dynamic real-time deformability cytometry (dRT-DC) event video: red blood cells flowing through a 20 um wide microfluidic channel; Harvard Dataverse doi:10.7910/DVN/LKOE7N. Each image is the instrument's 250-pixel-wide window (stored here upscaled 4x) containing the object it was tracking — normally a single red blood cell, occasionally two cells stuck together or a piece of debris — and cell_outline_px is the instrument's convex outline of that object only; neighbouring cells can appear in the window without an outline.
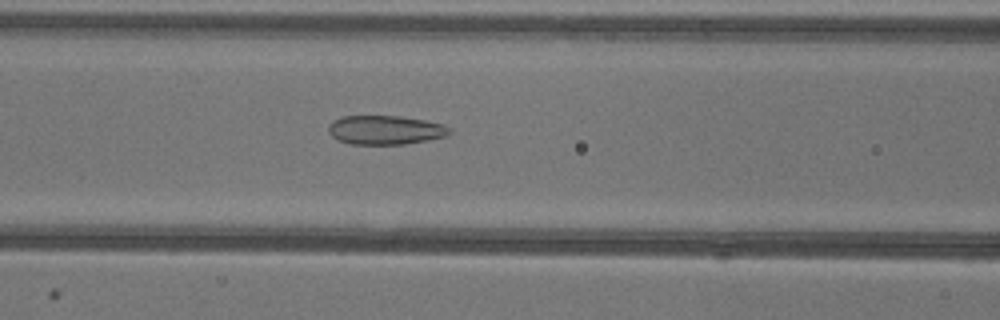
{"species": "common noctule bat (a hibernating species)", "species_latin": "Nyctalus noctula", "temperature_condition": "warm", "stored_images_in_passage": 51, "camera_frame_rate_fps": 3000, "um_per_image_px": 0.085, "animal": {"sex": "female"}, "frame": {"image": 1, "passage_image": 20, "time_ms": 6.333, "image_size_px": [1000, 320], "cell_outline_px": [[452, 132], [448, 136], [428, 140], [404, 144], [348, 144], [332, 136], [328, 132], [328, 124], [332, 120], [344, 116], [400, 116], [424, 120], [444, 124], [452, 128]], "centroid_in_image_um": [32.78, 11.05], "position_along_channel_um": 133.8, "area_um2": 20.69}}
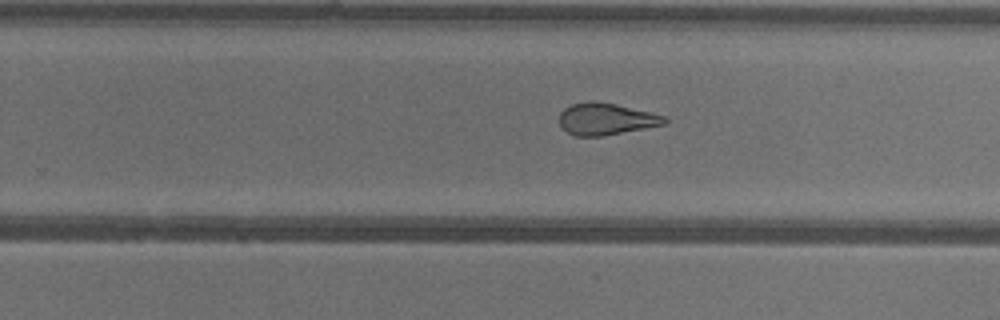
{"frame": {"image": 2, "passage_image": 31, "time_ms": 10.0, "image_size_px": [1000, 320], "cell_outline_px": [[668, 120], [664, 124], [604, 136], [576, 136], [560, 128], [560, 112], [564, 108], [572, 104], [588, 100], [596, 100], [616, 104], [652, 112], [668, 116]], "centroid_in_image_um": [51.51, 10.1], "position_along_channel_um": 278.3, "area_um2": 19.77}}
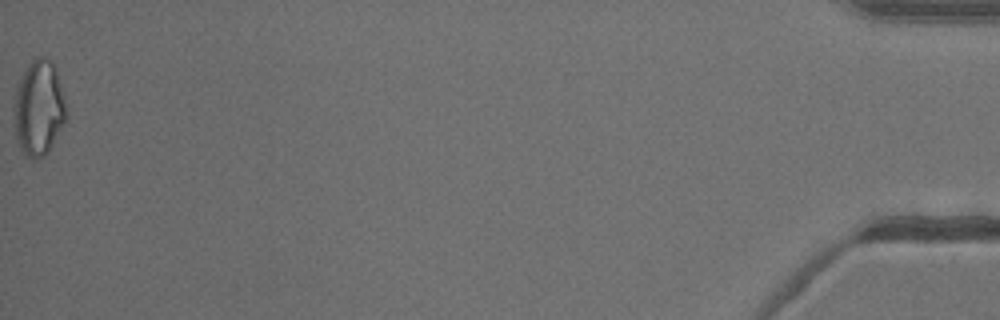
{"frame": {"image": 3, "passage_image": 51, "time_ms": 16.667, "image_size_px": [1000, 320], "cell_outline_px": [[68, 116], [48, 152], [44, 156], [36, 160], [32, 160], [24, 156], [16, 140], [16, 96], [20, 80], [28, 64], [36, 56], [44, 56], [52, 60], [56, 64], [64, 96]], "centroid_in_image_um": [3.35, 9.18], "position_along_channel_um": 431.8, "area_um2": 29.02}, "authors_computed_cell_mechanics": {"area_um2": 22.7732, "velocity_mm_per_s": 3.9512, "shape_relaxation_time_tau1_ms": null, "shape_relaxation_time_tau2_ms": 1.6711, "deformation_change_tau1": null, "deformation_change_tau2": 0.0984}}